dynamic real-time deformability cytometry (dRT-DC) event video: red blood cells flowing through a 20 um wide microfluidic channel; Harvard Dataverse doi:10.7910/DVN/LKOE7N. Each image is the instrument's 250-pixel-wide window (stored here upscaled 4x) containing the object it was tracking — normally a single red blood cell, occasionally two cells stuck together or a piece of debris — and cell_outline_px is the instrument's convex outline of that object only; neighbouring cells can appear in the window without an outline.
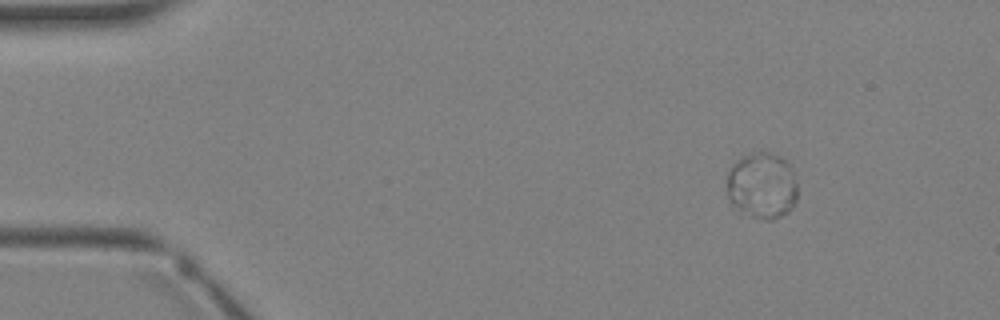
{"species": "Egyptian fruit bat (a non-hibernating species)", "species_latin": "Rousettus aegyptiacus", "temperature_condition": "warm", "stored_images_in_passage": 3, "camera_frame_rate_fps": 3000, "um_per_image_px": 0.085, "animal": {"sex": "female"}, "frame": {"image": 1, "passage_image": 1, "time_ms": 0.0, "image_size_px": [1000, 320], "cell_outline_px": [[796, 200], [792, 208], [788, 212], [772, 220], [768, 220], [752, 216], [740, 212], [728, 200], [728, 172], [744, 156], [760, 152], [768, 152], [788, 160], [792, 168], [796, 184]], "centroid_in_image_um": [64.8, 15.8], "position_along_channel_um": 20.2, "area_um2": 26.99}}
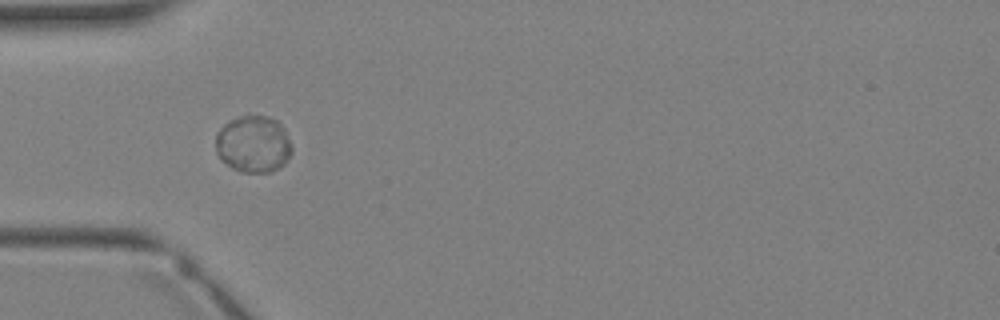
{"frame": {"image": 2, "passage_image": 3, "time_ms": 2.333, "image_size_px": [1000, 320], "cell_outline_px": [[292, 152], [288, 160], [280, 168], [272, 172], [240, 172], [232, 168], [220, 160], [216, 152], [216, 132], [224, 124], [240, 116], [268, 116], [276, 120], [284, 128], [292, 144]], "centroid_in_image_um": [21.54, 12.27], "position_along_channel_um": 63.5, "area_um2": 25.55}}